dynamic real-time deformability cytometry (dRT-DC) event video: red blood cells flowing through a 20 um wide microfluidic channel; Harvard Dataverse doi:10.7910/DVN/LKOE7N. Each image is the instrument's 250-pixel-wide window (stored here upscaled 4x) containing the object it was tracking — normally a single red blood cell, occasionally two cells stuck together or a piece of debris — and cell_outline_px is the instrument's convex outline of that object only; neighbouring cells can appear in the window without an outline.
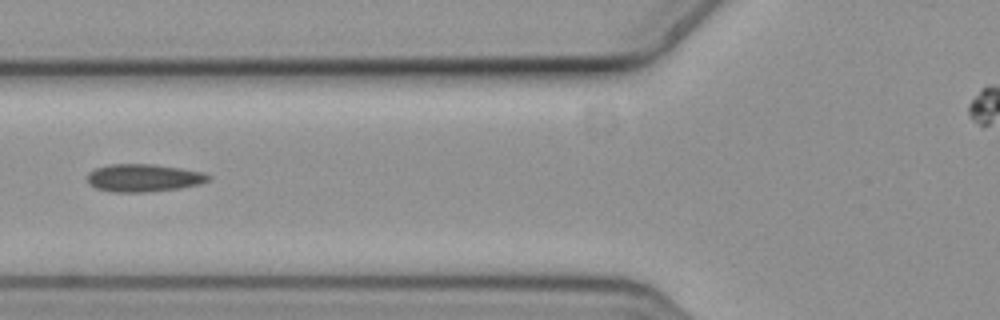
{"species": "common noctule bat (a hibernating species)", "species_latin": "Nyctalus noctula", "temperature_condition": "cold", "stored_images_in_passage": 4, "camera_frame_rate_fps": 3000, "um_per_image_px": 0.085, "animal": {"sex": "female", "body_mass_g": 19.3, "forearm_length_mm": 54.1}, "frame": {"image": 1, "passage_image": 4, "time_ms": 1.0, "image_size_px": [1000, 320], "cell_outline_px": [[212, 180], [200, 184], [180, 188], [144, 192], [112, 192], [96, 188], [88, 184], [88, 172], [96, 168], [108, 164], [156, 164], [204, 172], [212, 176]], "centroid_in_image_um": [12.23, 15.11], "position_along_channel_um": 113.6, "area_um2": 19.77}}